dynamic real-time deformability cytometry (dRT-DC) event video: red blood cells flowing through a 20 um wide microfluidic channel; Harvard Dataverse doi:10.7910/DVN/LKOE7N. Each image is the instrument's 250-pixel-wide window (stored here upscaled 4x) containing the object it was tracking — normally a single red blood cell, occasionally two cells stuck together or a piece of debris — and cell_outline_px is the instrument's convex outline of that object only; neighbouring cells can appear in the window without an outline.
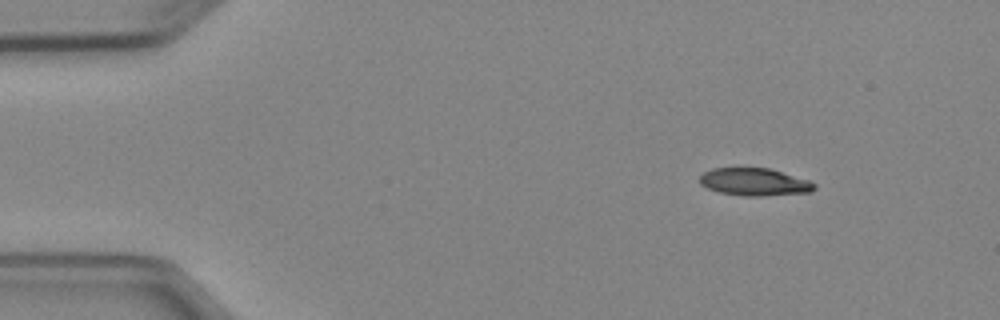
{"species": "Egyptian fruit bat (a non-hibernating species)", "species_latin": "Rousettus aegyptiacus", "temperature_condition": "cold", "stored_images_in_passage": 3, "camera_frame_rate_fps": 3000, "um_per_image_px": 0.085, "animal": {"sex": "female"}, "frame": {"image": 1, "passage_image": 1, "time_ms": 0.0, "image_size_px": [1000, 320], "cell_outline_px": [[816, 188], [812, 192], [760, 196], [744, 196], [720, 192], [708, 188], [700, 184], [700, 176], [704, 172], [712, 168], [768, 168], [808, 180], [816, 184]], "centroid_in_image_um": [64.13, 15.47], "position_along_channel_um": 20.9, "area_um2": 18.26}}